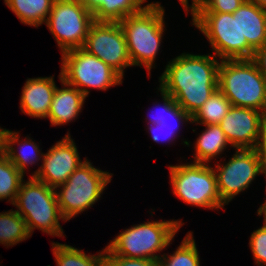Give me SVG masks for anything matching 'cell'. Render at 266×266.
I'll list each match as a JSON object with an SVG mask.
<instances>
[{
    "label": "cell",
    "instance_id": "4dcf8cb0",
    "mask_svg": "<svg viewBox=\"0 0 266 266\" xmlns=\"http://www.w3.org/2000/svg\"><path fill=\"white\" fill-rule=\"evenodd\" d=\"M148 131L151 132L150 135L153 141H155L156 143H159L160 141L162 142L164 140L170 143L175 140V136H177L175 134H177L178 130L164 128L162 127V124L159 123L150 124V126L148 127Z\"/></svg>",
    "mask_w": 266,
    "mask_h": 266
},
{
    "label": "cell",
    "instance_id": "ac0fdd59",
    "mask_svg": "<svg viewBox=\"0 0 266 266\" xmlns=\"http://www.w3.org/2000/svg\"><path fill=\"white\" fill-rule=\"evenodd\" d=\"M93 13L95 21L119 22L129 15L141 12L147 0H79Z\"/></svg>",
    "mask_w": 266,
    "mask_h": 266
},
{
    "label": "cell",
    "instance_id": "ba28073f",
    "mask_svg": "<svg viewBox=\"0 0 266 266\" xmlns=\"http://www.w3.org/2000/svg\"><path fill=\"white\" fill-rule=\"evenodd\" d=\"M169 171L172 193L184 203L211 210L224 207L210 164L193 162L169 165Z\"/></svg>",
    "mask_w": 266,
    "mask_h": 266
},
{
    "label": "cell",
    "instance_id": "d590c367",
    "mask_svg": "<svg viewBox=\"0 0 266 266\" xmlns=\"http://www.w3.org/2000/svg\"><path fill=\"white\" fill-rule=\"evenodd\" d=\"M5 133L6 130H0V157L4 154L5 150Z\"/></svg>",
    "mask_w": 266,
    "mask_h": 266
},
{
    "label": "cell",
    "instance_id": "30bf717a",
    "mask_svg": "<svg viewBox=\"0 0 266 266\" xmlns=\"http://www.w3.org/2000/svg\"><path fill=\"white\" fill-rule=\"evenodd\" d=\"M94 22L93 13L79 0H54L45 24L64 53L83 48Z\"/></svg>",
    "mask_w": 266,
    "mask_h": 266
},
{
    "label": "cell",
    "instance_id": "f546056e",
    "mask_svg": "<svg viewBox=\"0 0 266 266\" xmlns=\"http://www.w3.org/2000/svg\"><path fill=\"white\" fill-rule=\"evenodd\" d=\"M105 266H159L158 260L105 255Z\"/></svg>",
    "mask_w": 266,
    "mask_h": 266
},
{
    "label": "cell",
    "instance_id": "6da1fadb",
    "mask_svg": "<svg viewBox=\"0 0 266 266\" xmlns=\"http://www.w3.org/2000/svg\"><path fill=\"white\" fill-rule=\"evenodd\" d=\"M170 61L159 77V88L192 117L218 89L220 62L215 55L189 53Z\"/></svg>",
    "mask_w": 266,
    "mask_h": 266
},
{
    "label": "cell",
    "instance_id": "1f68e13d",
    "mask_svg": "<svg viewBox=\"0 0 266 266\" xmlns=\"http://www.w3.org/2000/svg\"><path fill=\"white\" fill-rule=\"evenodd\" d=\"M257 154L262 162V166L266 176V114L263 117L261 131L257 146L255 147Z\"/></svg>",
    "mask_w": 266,
    "mask_h": 266
},
{
    "label": "cell",
    "instance_id": "8fae6325",
    "mask_svg": "<svg viewBox=\"0 0 266 266\" xmlns=\"http://www.w3.org/2000/svg\"><path fill=\"white\" fill-rule=\"evenodd\" d=\"M213 169L217 189L226 205L240 192L245 191L252 181L264 174L262 162L255 149H236L235 154L225 164H217Z\"/></svg>",
    "mask_w": 266,
    "mask_h": 266
},
{
    "label": "cell",
    "instance_id": "603a6c76",
    "mask_svg": "<svg viewBox=\"0 0 266 266\" xmlns=\"http://www.w3.org/2000/svg\"><path fill=\"white\" fill-rule=\"evenodd\" d=\"M230 101L216 89L200 109L192 116L191 123L200 125L220 124L231 108Z\"/></svg>",
    "mask_w": 266,
    "mask_h": 266
},
{
    "label": "cell",
    "instance_id": "5bb4252c",
    "mask_svg": "<svg viewBox=\"0 0 266 266\" xmlns=\"http://www.w3.org/2000/svg\"><path fill=\"white\" fill-rule=\"evenodd\" d=\"M264 115L252 108L231 106L219 125L232 147L255 149Z\"/></svg>",
    "mask_w": 266,
    "mask_h": 266
},
{
    "label": "cell",
    "instance_id": "ffe728a7",
    "mask_svg": "<svg viewBox=\"0 0 266 266\" xmlns=\"http://www.w3.org/2000/svg\"><path fill=\"white\" fill-rule=\"evenodd\" d=\"M204 126L205 130L202 131L201 135L195 142L193 162L209 164L212 159L215 157L217 158L220 154H222L224 149L227 148L226 146L230 143L219 124Z\"/></svg>",
    "mask_w": 266,
    "mask_h": 266
},
{
    "label": "cell",
    "instance_id": "277c9868",
    "mask_svg": "<svg viewBox=\"0 0 266 266\" xmlns=\"http://www.w3.org/2000/svg\"><path fill=\"white\" fill-rule=\"evenodd\" d=\"M183 224L182 221L168 220L133 225L121 231L105 247V255L158 260L161 256L156 253L172 244L170 242Z\"/></svg>",
    "mask_w": 266,
    "mask_h": 266
},
{
    "label": "cell",
    "instance_id": "7402d4cb",
    "mask_svg": "<svg viewBox=\"0 0 266 266\" xmlns=\"http://www.w3.org/2000/svg\"><path fill=\"white\" fill-rule=\"evenodd\" d=\"M57 266H105V248L97 255H87L83 250L61 243H52Z\"/></svg>",
    "mask_w": 266,
    "mask_h": 266
},
{
    "label": "cell",
    "instance_id": "d6986e66",
    "mask_svg": "<svg viewBox=\"0 0 266 266\" xmlns=\"http://www.w3.org/2000/svg\"><path fill=\"white\" fill-rule=\"evenodd\" d=\"M19 132L6 130L5 133V150L4 154L9 160L16 166V168L24 175L26 166L38 163L39 160H43L44 153L41 152L39 145L32 141L30 137H26L25 141H19ZM21 142V143H20ZM18 144L20 149L17 151L15 145Z\"/></svg>",
    "mask_w": 266,
    "mask_h": 266
},
{
    "label": "cell",
    "instance_id": "e0dca14e",
    "mask_svg": "<svg viewBox=\"0 0 266 266\" xmlns=\"http://www.w3.org/2000/svg\"><path fill=\"white\" fill-rule=\"evenodd\" d=\"M239 28L242 39L254 49L266 43V10L245 0L239 7Z\"/></svg>",
    "mask_w": 266,
    "mask_h": 266
},
{
    "label": "cell",
    "instance_id": "4fadbf2b",
    "mask_svg": "<svg viewBox=\"0 0 266 266\" xmlns=\"http://www.w3.org/2000/svg\"><path fill=\"white\" fill-rule=\"evenodd\" d=\"M74 139L67 133L43 155V164L31 175L49 187L56 188L82 164Z\"/></svg>",
    "mask_w": 266,
    "mask_h": 266
},
{
    "label": "cell",
    "instance_id": "9a60e30c",
    "mask_svg": "<svg viewBox=\"0 0 266 266\" xmlns=\"http://www.w3.org/2000/svg\"><path fill=\"white\" fill-rule=\"evenodd\" d=\"M54 76L28 78L22 89L20 109L34 118H47L56 89Z\"/></svg>",
    "mask_w": 266,
    "mask_h": 266
},
{
    "label": "cell",
    "instance_id": "7a4b0ae2",
    "mask_svg": "<svg viewBox=\"0 0 266 266\" xmlns=\"http://www.w3.org/2000/svg\"><path fill=\"white\" fill-rule=\"evenodd\" d=\"M165 10L159 2L149 3L139 13L119 21L126 38L132 66H144L150 70L156 59L165 30Z\"/></svg>",
    "mask_w": 266,
    "mask_h": 266
},
{
    "label": "cell",
    "instance_id": "e575fe53",
    "mask_svg": "<svg viewBox=\"0 0 266 266\" xmlns=\"http://www.w3.org/2000/svg\"><path fill=\"white\" fill-rule=\"evenodd\" d=\"M182 7H184L186 13L188 14V11L190 10V13L192 14L198 7L200 4V0H192V5H189V1L188 0H179Z\"/></svg>",
    "mask_w": 266,
    "mask_h": 266
},
{
    "label": "cell",
    "instance_id": "83f0119b",
    "mask_svg": "<svg viewBox=\"0 0 266 266\" xmlns=\"http://www.w3.org/2000/svg\"><path fill=\"white\" fill-rule=\"evenodd\" d=\"M249 246L255 259V264L266 266V222L263 226L252 232Z\"/></svg>",
    "mask_w": 266,
    "mask_h": 266
},
{
    "label": "cell",
    "instance_id": "44dd1931",
    "mask_svg": "<svg viewBox=\"0 0 266 266\" xmlns=\"http://www.w3.org/2000/svg\"><path fill=\"white\" fill-rule=\"evenodd\" d=\"M54 0H4L22 24L38 27L46 22Z\"/></svg>",
    "mask_w": 266,
    "mask_h": 266
},
{
    "label": "cell",
    "instance_id": "d6a6232c",
    "mask_svg": "<svg viewBox=\"0 0 266 266\" xmlns=\"http://www.w3.org/2000/svg\"><path fill=\"white\" fill-rule=\"evenodd\" d=\"M252 60L266 79V43L255 50Z\"/></svg>",
    "mask_w": 266,
    "mask_h": 266
},
{
    "label": "cell",
    "instance_id": "9c48e42d",
    "mask_svg": "<svg viewBox=\"0 0 266 266\" xmlns=\"http://www.w3.org/2000/svg\"><path fill=\"white\" fill-rule=\"evenodd\" d=\"M61 56L62 80L86 97L90 93L89 88L105 91L123 82V77L118 72L83 48L68 50Z\"/></svg>",
    "mask_w": 266,
    "mask_h": 266
},
{
    "label": "cell",
    "instance_id": "d4e9b609",
    "mask_svg": "<svg viewBox=\"0 0 266 266\" xmlns=\"http://www.w3.org/2000/svg\"><path fill=\"white\" fill-rule=\"evenodd\" d=\"M193 232H188L179 247L171 255L163 254L159 266H200V258Z\"/></svg>",
    "mask_w": 266,
    "mask_h": 266
},
{
    "label": "cell",
    "instance_id": "7c38bea8",
    "mask_svg": "<svg viewBox=\"0 0 266 266\" xmlns=\"http://www.w3.org/2000/svg\"><path fill=\"white\" fill-rule=\"evenodd\" d=\"M83 49L95 55L124 76V69L132 66L126 38L119 22L95 21L87 35Z\"/></svg>",
    "mask_w": 266,
    "mask_h": 266
},
{
    "label": "cell",
    "instance_id": "74e56055",
    "mask_svg": "<svg viewBox=\"0 0 266 266\" xmlns=\"http://www.w3.org/2000/svg\"><path fill=\"white\" fill-rule=\"evenodd\" d=\"M248 1L254 3L259 8H263L264 10H266V0H248Z\"/></svg>",
    "mask_w": 266,
    "mask_h": 266
},
{
    "label": "cell",
    "instance_id": "484cf974",
    "mask_svg": "<svg viewBox=\"0 0 266 266\" xmlns=\"http://www.w3.org/2000/svg\"><path fill=\"white\" fill-rule=\"evenodd\" d=\"M23 178L24 175L3 154L0 157V200L8 199V202L13 204Z\"/></svg>",
    "mask_w": 266,
    "mask_h": 266
},
{
    "label": "cell",
    "instance_id": "8d00e7d4",
    "mask_svg": "<svg viewBox=\"0 0 266 266\" xmlns=\"http://www.w3.org/2000/svg\"><path fill=\"white\" fill-rule=\"evenodd\" d=\"M266 177V176H265ZM264 215V222H266V200L264 203L258 208L257 215Z\"/></svg>",
    "mask_w": 266,
    "mask_h": 266
},
{
    "label": "cell",
    "instance_id": "4316f807",
    "mask_svg": "<svg viewBox=\"0 0 266 266\" xmlns=\"http://www.w3.org/2000/svg\"><path fill=\"white\" fill-rule=\"evenodd\" d=\"M166 116L168 118L165 117L163 120H161L160 124H162V127L168 129H179L180 123L183 124L184 122L188 121L191 123L192 121V117L176 103V101L173 99L171 95L167 93H166ZM171 122H175V124L173 123L174 126L172 125Z\"/></svg>",
    "mask_w": 266,
    "mask_h": 266
},
{
    "label": "cell",
    "instance_id": "52a82bcc",
    "mask_svg": "<svg viewBox=\"0 0 266 266\" xmlns=\"http://www.w3.org/2000/svg\"><path fill=\"white\" fill-rule=\"evenodd\" d=\"M112 176V173L97 169L86 159L66 182L55 188L64 220L69 221L92 207L103 194L107 184L111 182Z\"/></svg>",
    "mask_w": 266,
    "mask_h": 266
},
{
    "label": "cell",
    "instance_id": "2e32d148",
    "mask_svg": "<svg viewBox=\"0 0 266 266\" xmlns=\"http://www.w3.org/2000/svg\"><path fill=\"white\" fill-rule=\"evenodd\" d=\"M58 77L63 88L56 86L47 116L52 126H61L75 120L84 107L86 99V96L77 88L62 80L61 72Z\"/></svg>",
    "mask_w": 266,
    "mask_h": 266
},
{
    "label": "cell",
    "instance_id": "cb8c5ba5",
    "mask_svg": "<svg viewBox=\"0 0 266 266\" xmlns=\"http://www.w3.org/2000/svg\"><path fill=\"white\" fill-rule=\"evenodd\" d=\"M29 237L26 222L16 210L0 213V244L10 247Z\"/></svg>",
    "mask_w": 266,
    "mask_h": 266
},
{
    "label": "cell",
    "instance_id": "5b68a950",
    "mask_svg": "<svg viewBox=\"0 0 266 266\" xmlns=\"http://www.w3.org/2000/svg\"><path fill=\"white\" fill-rule=\"evenodd\" d=\"M12 205L25 220L30 235L34 229H40L48 235L64 236L59 220L66 221L61 215L55 188L34 177L26 182L24 179Z\"/></svg>",
    "mask_w": 266,
    "mask_h": 266
},
{
    "label": "cell",
    "instance_id": "8992f818",
    "mask_svg": "<svg viewBox=\"0 0 266 266\" xmlns=\"http://www.w3.org/2000/svg\"><path fill=\"white\" fill-rule=\"evenodd\" d=\"M192 25L208 39L220 60L252 59L255 50L242 39L239 8L234 13L193 12Z\"/></svg>",
    "mask_w": 266,
    "mask_h": 266
},
{
    "label": "cell",
    "instance_id": "836d02e7",
    "mask_svg": "<svg viewBox=\"0 0 266 266\" xmlns=\"http://www.w3.org/2000/svg\"><path fill=\"white\" fill-rule=\"evenodd\" d=\"M158 90L160 91L162 99H163V106H161L159 104L157 105L161 109H158L159 112H157L156 115L154 114L155 117H151V119L149 118V121H148L149 124H159L161 122V120H163L166 117V93L163 90H161L160 88H158ZM161 113H163V114H161Z\"/></svg>",
    "mask_w": 266,
    "mask_h": 266
},
{
    "label": "cell",
    "instance_id": "f1b7e54d",
    "mask_svg": "<svg viewBox=\"0 0 266 266\" xmlns=\"http://www.w3.org/2000/svg\"><path fill=\"white\" fill-rule=\"evenodd\" d=\"M245 0H200L194 12L234 13Z\"/></svg>",
    "mask_w": 266,
    "mask_h": 266
},
{
    "label": "cell",
    "instance_id": "3957f363",
    "mask_svg": "<svg viewBox=\"0 0 266 266\" xmlns=\"http://www.w3.org/2000/svg\"><path fill=\"white\" fill-rule=\"evenodd\" d=\"M218 89L232 106L266 114V79L252 59L221 60Z\"/></svg>",
    "mask_w": 266,
    "mask_h": 266
}]
</instances>
